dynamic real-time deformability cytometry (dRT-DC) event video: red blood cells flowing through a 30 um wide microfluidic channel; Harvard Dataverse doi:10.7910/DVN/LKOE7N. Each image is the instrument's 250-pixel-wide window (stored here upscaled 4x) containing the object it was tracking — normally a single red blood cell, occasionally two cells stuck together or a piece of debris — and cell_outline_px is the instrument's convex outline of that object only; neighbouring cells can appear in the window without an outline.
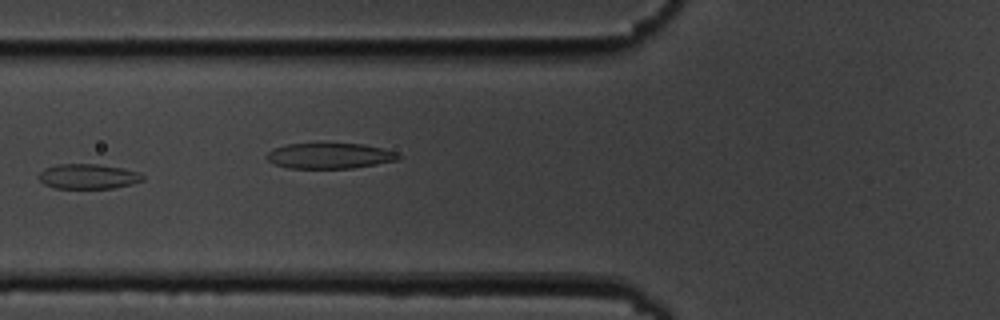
{"species": "common noctule bat (a hibernating species)", "species_latin": "Nyctalus noctula", "temperature_condition": "cold", "stored_images_in_passage": 8, "camera_frame_rate_fps": 3000, "um_per_image_px": 0.085, "animal": {"sex": "male", "body_mass_g": 19.5, "forearm_length_mm": 54.6}, "frame": {"image": 1, "passage_image": 4, "time_ms": 3.333, "image_size_px": [1000, 320], "cell_outline_px": [[144, 180], [132, 184], [112, 188], [52, 188], [44, 184], [40, 180], [40, 172], [44, 168], [56, 164], [96, 164], [124, 168], [140, 172], [144, 176]], "centroid_in_image_um": [7.51, 14.99], "position_along_channel_um": 118.3, "area_um2": 15.2}}